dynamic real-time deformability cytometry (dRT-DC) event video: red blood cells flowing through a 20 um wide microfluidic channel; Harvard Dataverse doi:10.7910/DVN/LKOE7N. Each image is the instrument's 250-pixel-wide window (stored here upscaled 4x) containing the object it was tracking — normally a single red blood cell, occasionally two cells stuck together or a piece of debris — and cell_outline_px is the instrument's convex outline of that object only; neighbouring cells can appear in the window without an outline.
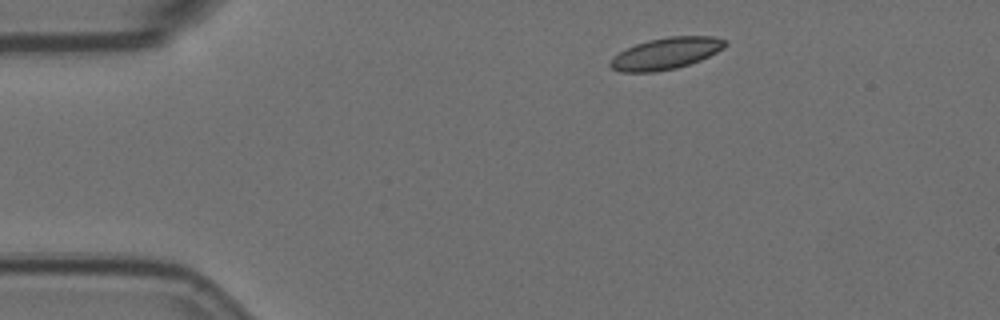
{"species": "Egyptian fruit bat (a non-hibernating species)", "species_latin": "Rousettus aegyptiacus", "temperature_condition": "room temperature", "stored_images_in_passage": 3, "camera_frame_rate_fps": 3000, "um_per_image_px": 0.085, "animal": {"sex": "female"}, "frame": {"image": 1, "passage_image": 1, "time_ms": 0.0, "image_size_px": [1000, 320], "cell_outline_px": [[728, 44], [724, 48], [700, 60], [676, 68], [656, 72], [620, 72], [612, 68], [608, 64], [612, 56], [636, 44], [648, 40], [668, 36], [712, 36], [728, 40]], "centroid_in_image_um": [56.61, 4.54], "position_along_channel_um": 28.4, "area_um2": 21.21}}